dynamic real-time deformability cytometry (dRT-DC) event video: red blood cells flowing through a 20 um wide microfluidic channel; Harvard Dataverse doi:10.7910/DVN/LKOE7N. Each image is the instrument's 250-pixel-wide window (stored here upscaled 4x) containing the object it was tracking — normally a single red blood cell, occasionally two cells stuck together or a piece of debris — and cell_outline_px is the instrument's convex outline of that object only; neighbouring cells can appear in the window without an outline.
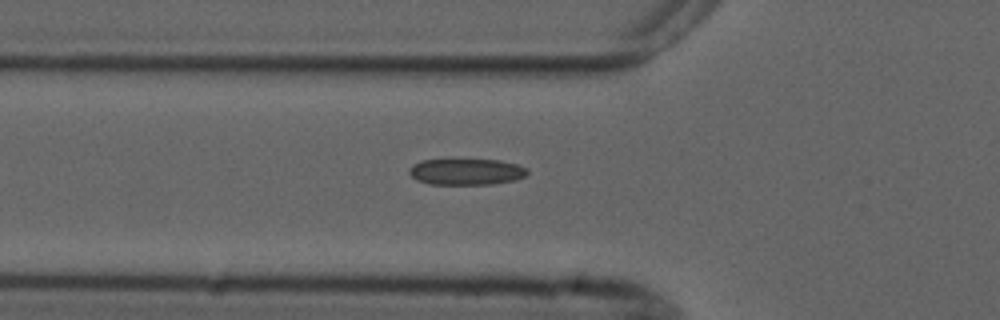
{"species": "common noctule bat (a hibernating species)", "species_latin": "Nyctalus noctula", "temperature_condition": "cold", "stored_images_in_passage": 3, "camera_frame_rate_fps": 3000, "um_per_image_px": 0.085, "animal": {"sex": "male", "forearm_length_mm": 52.5}, "frame": {"image": 1, "passage_image": 3, "time_ms": 6.0, "image_size_px": [1000, 320], "cell_outline_px": [[528, 172], [524, 176], [516, 180], [492, 184], [428, 184], [416, 180], [408, 172], [416, 164], [424, 160], [500, 160], [516, 164], [528, 168]], "centroid_in_image_um": [39.68, 14.61], "position_along_channel_um": 86.1, "area_um2": 17.86}}